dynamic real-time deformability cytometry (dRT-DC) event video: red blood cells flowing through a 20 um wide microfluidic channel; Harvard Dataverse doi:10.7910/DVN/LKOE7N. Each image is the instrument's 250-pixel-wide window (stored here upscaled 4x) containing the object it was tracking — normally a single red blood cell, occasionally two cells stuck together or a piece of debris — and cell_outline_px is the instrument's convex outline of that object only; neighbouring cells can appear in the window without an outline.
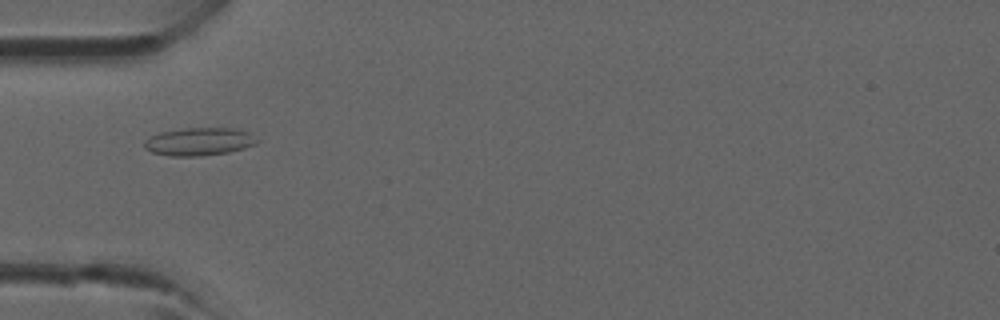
{"species": "common noctule bat (a hibernating species)", "species_latin": "Nyctalus noctula", "temperature_condition": "room temperature", "stored_images_in_passage": 3, "camera_frame_rate_fps": 3000, "um_per_image_px": 0.085, "animal": {"sex": "male", "forearm_length_mm": 52.5}, "frame": {"image": 1, "passage_image": 2, "time_ms": 1.333, "image_size_px": [1000, 320], "cell_outline_px": [[260, 140], [256, 144], [244, 148], [228, 152], [200, 156], [172, 156], [152, 152], [144, 148], [144, 140], [160, 132], [184, 128], [232, 128], [252, 132]], "centroid_in_image_um": [16.97, 12.03], "position_along_channel_um": 68.0, "area_um2": 18.44}}
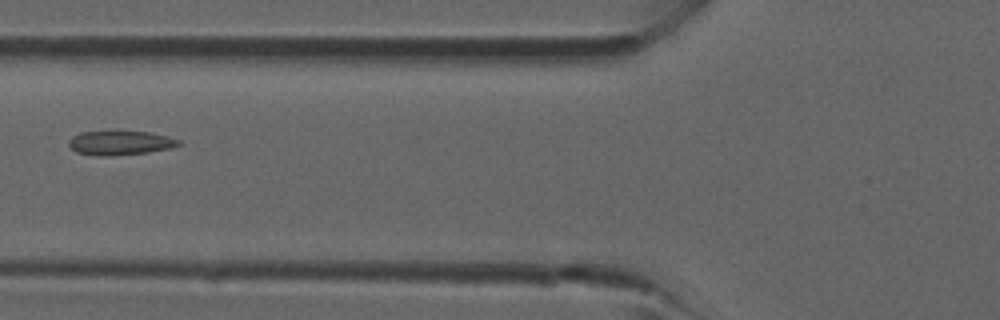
{"frame": {"image": 2, "passage_image": 3, "time_ms": 2.333, "image_size_px": [1000, 320], "cell_outline_px": [[180, 144], [172, 148], [148, 152], [108, 156], [96, 156], [76, 152], [68, 144], [68, 140], [72, 136], [80, 132], [152, 132], [168, 136], [180, 140]], "centroid_in_image_um": [10.21, 12.15], "position_along_channel_um": 115.6, "area_um2": 15.43}}